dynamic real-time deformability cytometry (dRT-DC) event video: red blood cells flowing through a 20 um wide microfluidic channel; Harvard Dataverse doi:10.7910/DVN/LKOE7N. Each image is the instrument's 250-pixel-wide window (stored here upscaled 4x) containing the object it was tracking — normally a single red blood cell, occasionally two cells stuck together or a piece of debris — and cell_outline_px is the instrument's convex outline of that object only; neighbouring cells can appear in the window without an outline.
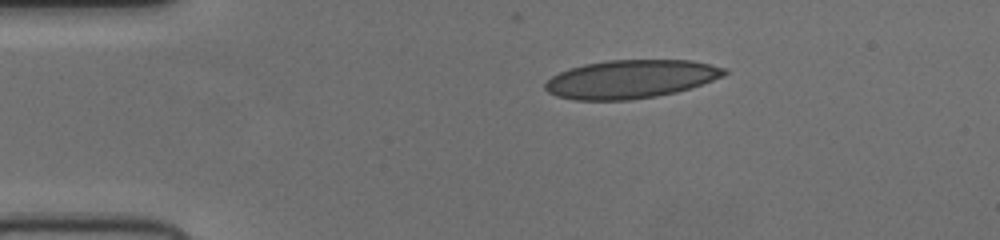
{"species": "human", "species_latin": "Homo sapiens", "temperature_condition": "cold", "stored_images_in_passage": 43, "camera_frame_rate_fps": 3000, "um_per_image_px": 0.085, "donor": {"sex": "female"}, "frame": {"image": 1, "passage_image": 1, "time_ms": 0.0, "image_size_px": [1000, 240], "cell_outline_px": [[728, 72], [724, 76], [676, 92], [656, 96], [628, 100], [576, 100], [556, 96], [548, 92], [544, 88], [544, 84], [552, 76], [568, 68], [584, 64], [608, 60], [692, 60], [728, 68]], "centroid_in_image_um": [53.6, 6.72], "position_along_channel_um": 31.4, "area_um2": 40.06}}
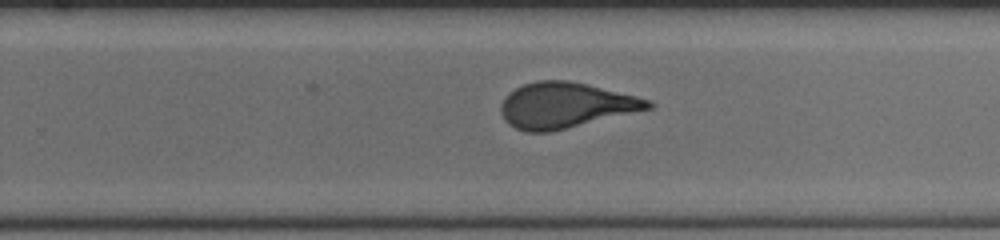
{"frame": {"image": 2, "passage_image": 24, "time_ms": 7.667, "image_size_px": [1000, 240], "cell_outline_px": [[656, 104], [652, 108], [548, 132], [528, 132], [516, 128], [508, 124], [504, 120], [500, 112], [500, 104], [508, 92], [524, 84], [536, 80], [568, 80], [588, 84], [652, 100]], "centroid_in_image_um": [48.04, 8.94], "position_along_channel_um": 281.8, "area_um2": 38.96}}
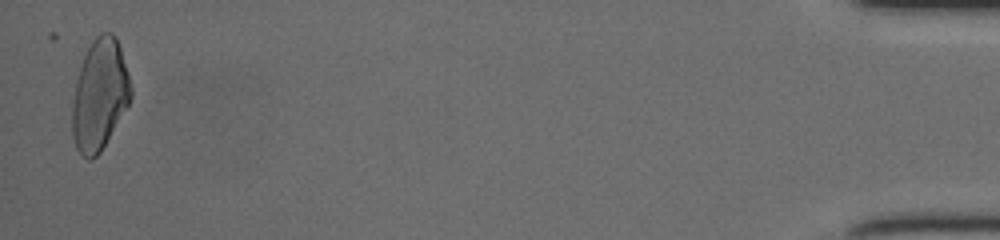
{"frame": {"image": 3, "passage_image": 42, "time_ms": 13.667, "image_size_px": [1000, 240], "cell_outline_px": [[132, 96], [128, 104], [100, 152], [96, 156], [88, 160], [76, 148], [72, 136], [72, 100], [76, 80], [84, 52], [92, 40], [100, 32], [112, 32], [116, 36], [128, 72], [132, 88]], "centroid_in_image_um": [8.45, 8.02], "position_along_channel_um": 426.7, "area_um2": 37.92}}